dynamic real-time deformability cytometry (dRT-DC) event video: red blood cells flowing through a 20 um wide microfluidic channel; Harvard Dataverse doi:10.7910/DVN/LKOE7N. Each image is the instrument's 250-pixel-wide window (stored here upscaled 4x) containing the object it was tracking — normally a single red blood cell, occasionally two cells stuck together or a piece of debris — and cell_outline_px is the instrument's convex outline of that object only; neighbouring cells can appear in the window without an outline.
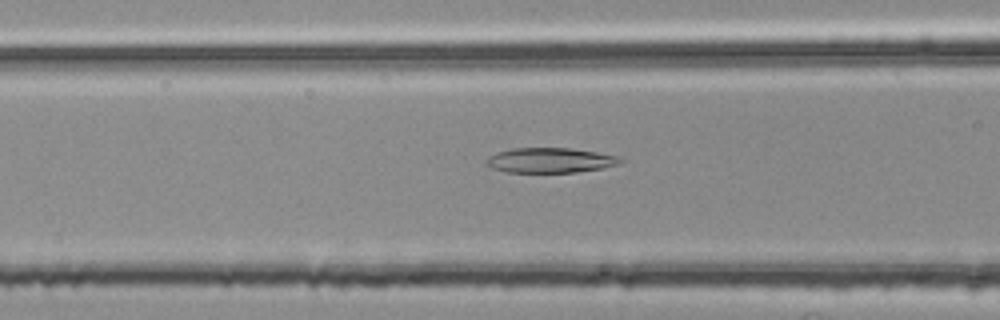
{"species": "common noctule bat (a hibernating species)", "species_latin": "Nyctalus noctula", "temperature_condition": "room temperature", "stored_images_in_passage": 46, "camera_frame_rate_fps": 3000, "um_per_image_px": 0.085, "animal": {"sex": "female", "body_mass_g": 25.1}, "frame": {"image": 1, "passage_image": 14, "time_ms": 4.333, "image_size_px": [1000, 320], "cell_outline_px": [[624, 160], [620, 164], [600, 168], [576, 172], [508, 172], [492, 168], [484, 164], [484, 160], [488, 156], [496, 152], [512, 148], [572, 148], [596, 152], [616, 156]], "centroid_in_image_um": [46.7, 13.62], "position_along_channel_um": 119.9, "area_um2": 19.54}}
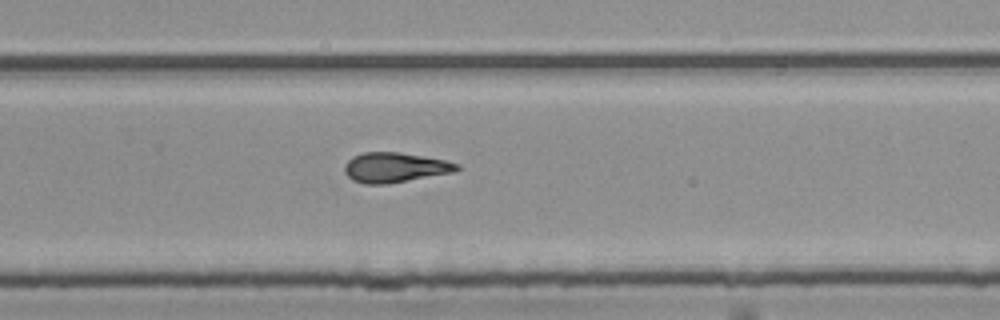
{"frame": {"image": 2, "passage_image": 28, "time_ms": 9.0, "image_size_px": [1000, 320], "cell_outline_px": [[460, 168], [452, 172], [388, 184], [364, 184], [352, 180], [344, 172], [344, 164], [352, 156], [364, 152], [400, 152], [444, 160], [460, 164]], "centroid_in_image_um": [33.52, 14.23], "position_along_channel_um": 296.3, "area_um2": 19.54}}
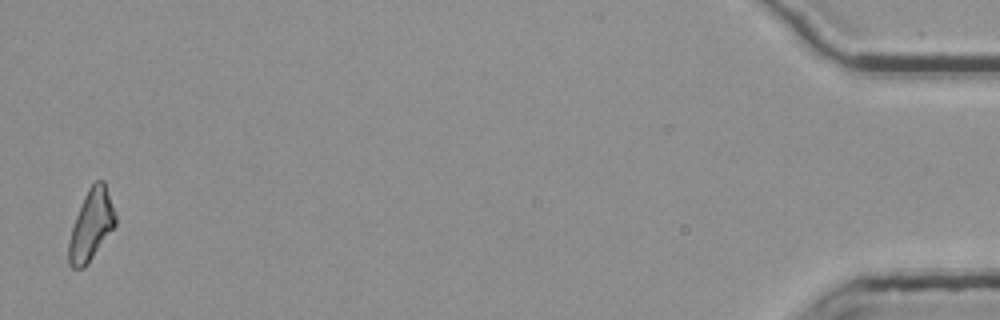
{"frame": {"image": 3, "passage_image": 46, "time_ms": 15.0, "image_size_px": [1000, 320], "cell_outline_px": [[116, 224], [92, 256], [80, 268], [72, 268], [68, 264], [68, 240], [76, 216], [84, 196], [88, 188], [96, 180], [104, 180], [116, 212]], "centroid_in_image_um": [7.75, 19.07], "position_along_channel_um": 427.5, "area_um2": 18.84}, "authors_computed_cell_mechanics": {"area_um2": 19.4497, "velocity_mm_per_s": 3.7815, "shape_relaxation_time_tau1_ms": 11.1469, "shape_relaxation_time_tau2_ms": 2.2201, "deformation_change_tau1": 0.2737, "deformation_change_tau2": 0.1128}}